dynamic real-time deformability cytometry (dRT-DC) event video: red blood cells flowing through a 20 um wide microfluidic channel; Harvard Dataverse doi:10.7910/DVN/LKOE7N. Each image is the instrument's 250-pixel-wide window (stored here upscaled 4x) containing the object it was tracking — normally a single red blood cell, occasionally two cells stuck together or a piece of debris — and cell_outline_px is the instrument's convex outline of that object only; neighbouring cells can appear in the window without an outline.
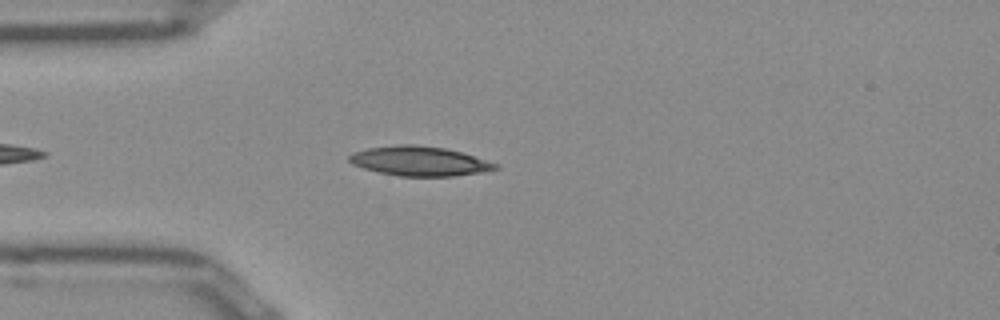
{"species": "Egyptian fruit bat (a non-hibernating species)", "species_latin": "Rousettus aegyptiacus", "temperature_condition": "room temperature", "stored_images_in_passage": 35, "camera_frame_rate_fps": 3000, "um_per_image_px": 0.085, "frame": {"image": 1, "passage_image": 3, "time_ms": 0.667, "image_size_px": [1000, 320], "cell_outline_px": [[500, 168], [484, 172], [452, 176], [400, 176], [380, 172], [364, 168], [352, 164], [348, 160], [348, 156], [352, 152], [368, 148], [400, 144], [412, 144], [444, 148], [460, 152], [500, 164]], "centroid_in_image_um": [35.67, 13.69], "position_along_channel_um": 49.3, "area_um2": 25.09}}
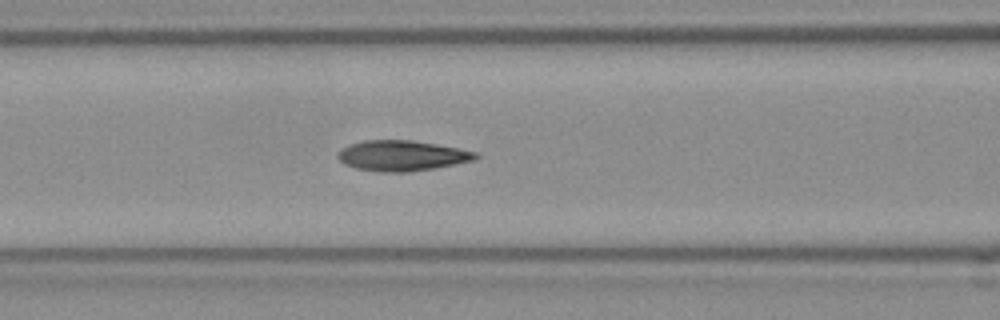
{"frame": {"image": 2, "passage_image": 10, "time_ms": 3.0, "image_size_px": [1000, 320], "cell_outline_px": [[480, 156], [472, 160], [432, 168], [408, 172], [380, 172], [356, 168], [344, 164], [336, 156], [336, 152], [352, 144], [364, 140], [412, 140], [436, 144], [476, 152]], "centroid_in_image_um": [34.11, 13.23], "position_along_channel_um": 132.5, "area_um2": 24.1}}
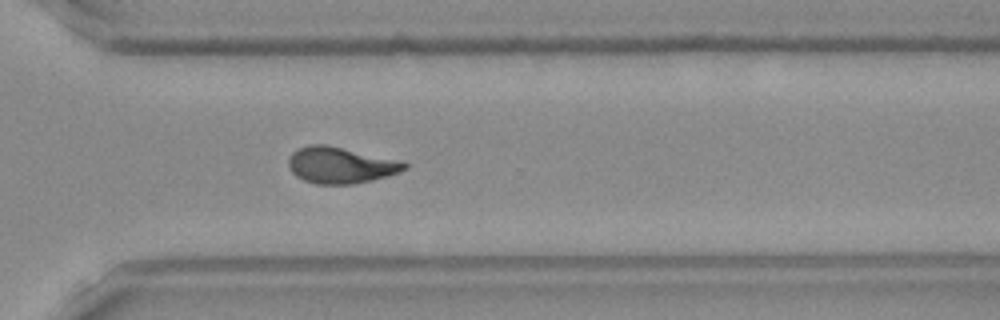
{"frame": {"image": 3, "passage_image": 26, "time_ms": 8.333, "image_size_px": [1000, 320], "cell_outline_px": [[408, 168], [400, 172], [372, 180], [352, 184], [316, 184], [304, 180], [296, 176], [292, 172], [288, 164], [288, 160], [292, 152], [308, 144], [324, 144], [404, 160], [408, 164]], "centroid_in_image_um": [28.99, 14.03], "position_along_channel_um": 341.6, "area_um2": 24.74}, "authors_computed_cell_mechanics": {"area_um2": 23.7558, "velocity_mm_per_s": 3.9258, "shape_relaxation_time_tau1_ms": 6.4304, "shape_relaxation_time_tau2_ms": 1.6285, "deformation_change_tau1": 0.1977, "deformation_change_tau2": 0.0824}}